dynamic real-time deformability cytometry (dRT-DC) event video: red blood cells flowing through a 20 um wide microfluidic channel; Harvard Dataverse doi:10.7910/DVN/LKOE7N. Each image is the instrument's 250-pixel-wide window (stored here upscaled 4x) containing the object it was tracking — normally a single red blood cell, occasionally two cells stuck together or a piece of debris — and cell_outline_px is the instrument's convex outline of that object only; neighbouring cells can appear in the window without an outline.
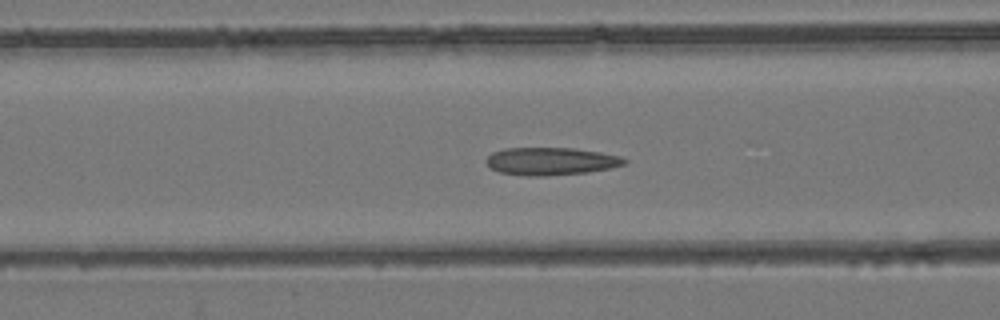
{"species": "common noctule bat (a hibernating species)", "species_latin": "Nyctalus noctula", "temperature_condition": "room temperature", "stored_images_in_passage": 53, "camera_frame_rate_fps": 3000, "um_per_image_px": 0.085, "animal": {"sex": "female", "body_mass_g": 24.6, "forearm_length_mm": 56.2}, "frame": {"image": 1, "passage_image": 20, "time_ms": 6.333, "image_size_px": [1000, 320], "cell_outline_px": [[628, 160], [624, 164], [608, 168], [588, 172], [548, 176], [528, 176], [500, 172], [488, 168], [484, 160], [492, 152], [504, 148], [572, 148], [600, 152], [620, 156]], "centroid_in_image_um": [46.77, 13.71], "position_along_channel_um": 119.8, "area_um2": 22.37}}
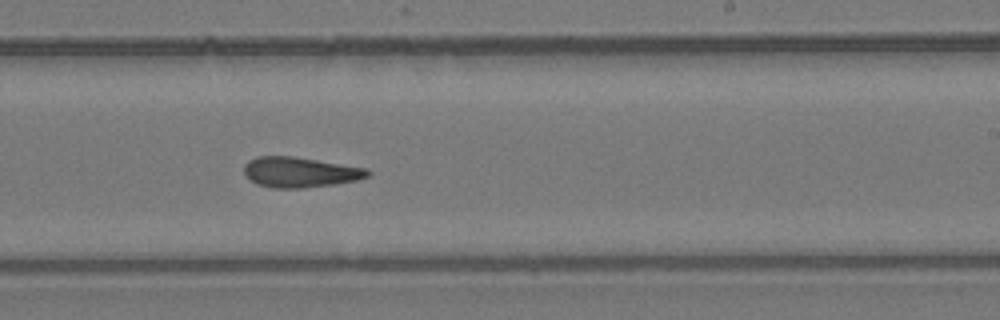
{"frame": {"image": 2, "passage_image": 31, "time_ms": 10.0, "image_size_px": [1000, 320], "cell_outline_px": [[372, 172], [368, 176], [356, 180], [332, 184], [304, 188], [272, 188], [256, 184], [244, 172], [244, 164], [248, 160], [256, 156], [292, 156], [368, 168]], "centroid_in_image_um": [25.49, 14.63], "position_along_channel_um": 263.5, "area_um2": 21.79}}
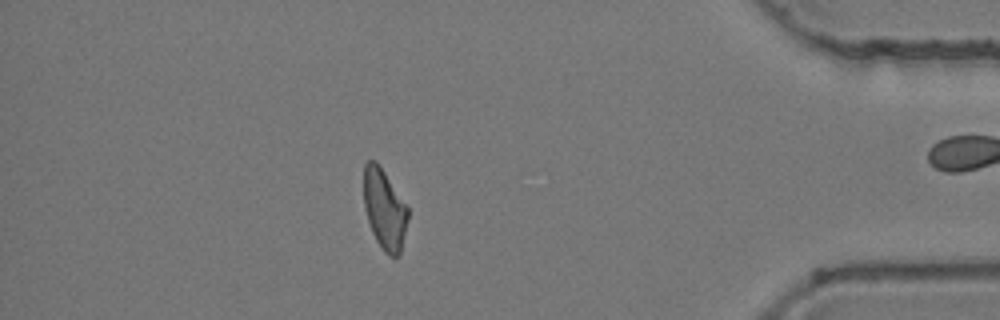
{"frame": {"image": 3, "passage_image": 45, "time_ms": 14.667, "image_size_px": [1000, 320], "cell_outline_px": [[408, 220], [400, 252], [396, 256], [388, 256], [384, 252], [376, 240], [372, 232], [364, 208], [364, 164], [368, 160], [376, 160], [408, 208]], "centroid_in_image_um": [32.66, 17.79], "position_along_channel_um": 402.5, "area_um2": 20.4}, "authors_computed_cell_mechanics": {"area_um2": 21.7906, "velocity_mm_per_s": 3.9208, "shape_relaxation_time_tau1_ms": null, "shape_relaxation_time_tau2_ms": 3.6111, "deformation_change_tau1": null, "deformation_change_tau2": 0.1109}}